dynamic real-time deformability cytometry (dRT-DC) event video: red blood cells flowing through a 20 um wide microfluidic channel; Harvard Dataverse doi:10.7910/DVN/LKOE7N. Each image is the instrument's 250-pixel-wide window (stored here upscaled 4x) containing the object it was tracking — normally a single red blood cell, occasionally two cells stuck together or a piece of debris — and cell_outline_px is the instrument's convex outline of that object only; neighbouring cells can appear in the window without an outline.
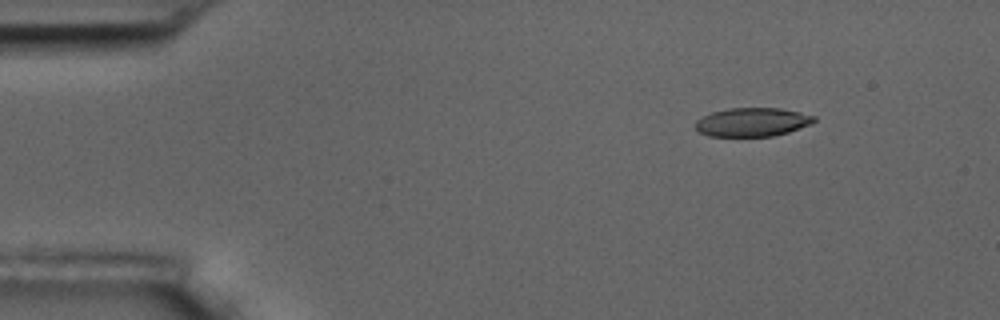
{"species": "common noctule bat (a hibernating species)", "species_latin": "Nyctalus noctula", "temperature_condition": "room temperature", "stored_images_in_passage": 2, "camera_frame_rate_fps": 3000, "um_per_image_px": 0.085, "animal": {"sex": "male", "body_mass_g": 17.5, "forearm_length_mm": 52.3}, "frame": {"image": 1, "passage_image": 2, "time_ms": 2.333, "image_size_px": [1000, 320], "cell_outline_px": [[816, 120], [812, 124], [788, 132], [772, 136], [708, 136], [700, 132], [696, 128], [696, 120], [712, 112], [728, 108], [780, 108], [800, 112], [816, 116]], "centroid_in_image_um": [63.98, 10.37], "position_along_channel_um": 21.0, "area_um2": 19.83}}